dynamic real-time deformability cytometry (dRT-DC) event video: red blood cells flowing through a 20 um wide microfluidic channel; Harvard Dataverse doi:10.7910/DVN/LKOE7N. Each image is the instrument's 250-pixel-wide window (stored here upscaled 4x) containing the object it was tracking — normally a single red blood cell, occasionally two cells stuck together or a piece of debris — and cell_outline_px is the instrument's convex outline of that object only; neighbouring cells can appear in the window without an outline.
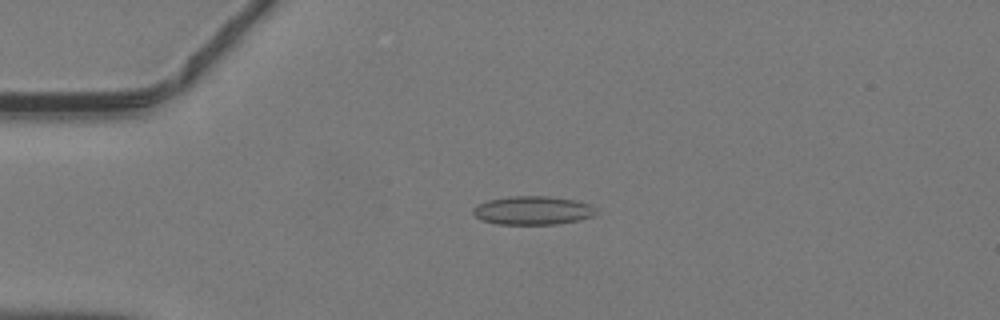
{"species": "common noctule bat (a hibernating species)", "species_latin": "Nyctalus noctula", "temperature_condition": "warm", "stored_images_in_passage": 46, "camera_frame_rate_fps": 3000, "um_per_image_px": 0.085, "animal": {"sex": "male", "body_mass_g": 19.2, "forearm_length_mm": 51.8}, "frame": {"image": 1, "passage_image": 11, "time_ms": 3.333, "image_size_px": [1000, 320], "cell_outline_px": [[600, 212], [592, 216], [576, 220], [556, 224], [496, 224], [480, 220], [472, 212], [472, 208], [476, 204], [488, 200], [508, 196], [548, 196], [576, 200], [588, 204], [596, 208]], "centroid_in_image_um": [45.25, 17.88], "position_along_channel_um": 39.7, "area_um2": 20.63}}
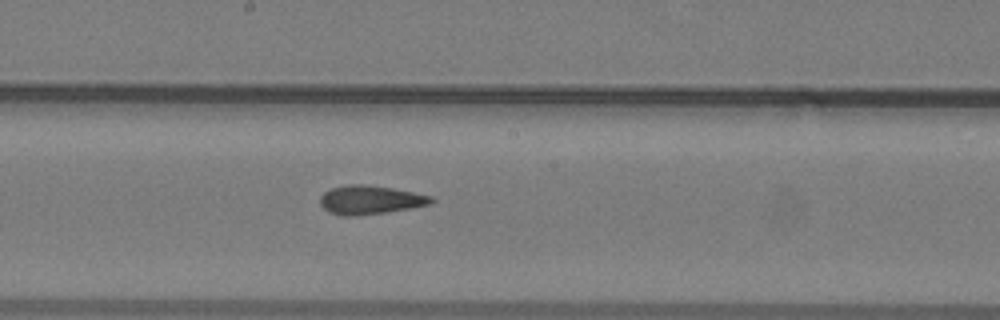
{"frame": {"image": 2, "passage_image": 25, "time_ms": 8.0, "image_size_px": [1000, 320], "cell_outline_px": [[436, 200], [428, 204], [412, 208], [356, 216], [344, 216], [328, 212], [320, 204], [320, 196], [324, 192], [332, 188], [348, 184], [360, 184], [392, 188], [432, 196]], "centroid_in_image_um": [31.44, 16.99], "position_along_channel_um": 216.8, "area_um2": 18.5}}
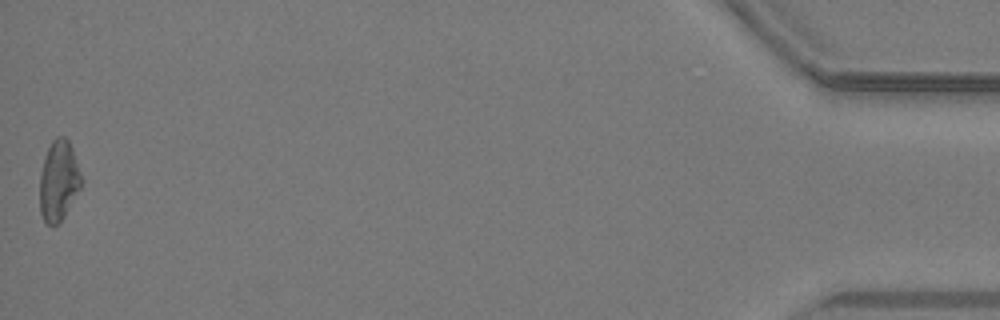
{"frame": {"image": 3, "passage_image": 46, "time_ms": 15.0, "image_size_px": [1000, 320], "cell_outline_px": [[84, 180], [80, 188], [64, 216], [56, 224], [44, 224], [40, 212], [40, 172], [44, 156], [52, 140], [56, 136], [64, 136], [68, 140], [72, 148]], "centroid_in_image_um": [4.98, 15.34], "position_along_channel_um": 430.2, "area_um2": 19.59}}